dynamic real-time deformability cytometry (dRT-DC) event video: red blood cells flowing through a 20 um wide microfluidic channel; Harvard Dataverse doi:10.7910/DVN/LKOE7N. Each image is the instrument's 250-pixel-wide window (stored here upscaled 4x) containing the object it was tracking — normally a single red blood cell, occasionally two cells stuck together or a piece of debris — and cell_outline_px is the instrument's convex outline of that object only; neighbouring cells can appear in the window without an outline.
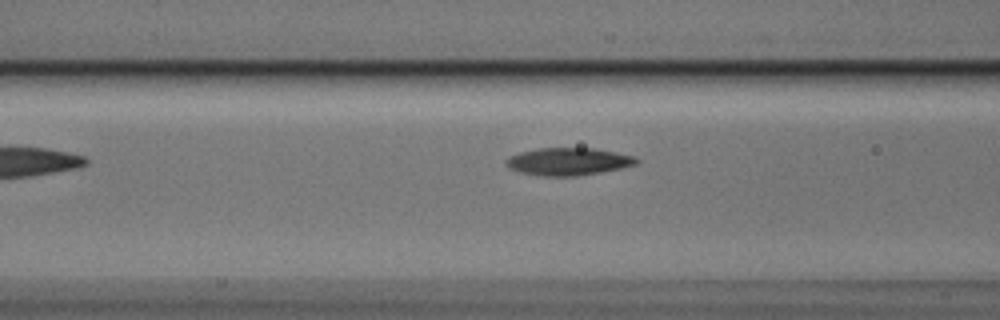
{"species": "Egyptian fruit bat (a non-hibernating species)", "species_latin": "Rousettus aegyptiacus", "temperature_condition": "cold", "stored_images_in_passage": 9, "camera_frame_rate_fps": 3000, "um_per_image_px": 0.085, "animal": {"sex": "male"}, "frame": {"image": 1, "passage_image": 7, "time_ms": 2.0, "image_size_px": [1000, 320], "cell_outline_px": [[640, 160], [636, 164], [620, 168], [600, 172], [576, 176], [544, 176], [520, 172], [508, 168], [504, 164], [504, 160], [508, 156], [520, 152], [540, 148], [592, 148], [636, 156]], "centroid_in_image_um": [48.27, 13.73], "position_along_channel_um": 118.3, "area_um2": 20.92}}
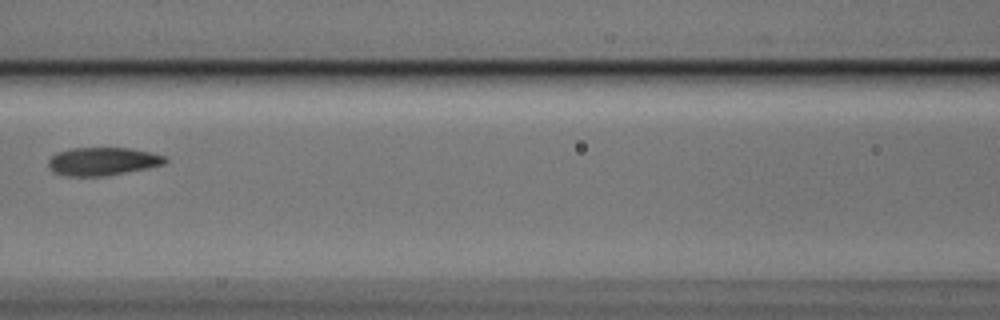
{"frame": {"image": 2, "passage_image": 9, "time_ms": 2.667, "image_size_px": [1000, 320], "cell_outline_px": [[168, 160], [164, 164], [148, 168], [104, 176], [64, 176], [52, 172], [48, 168], [48, 160], [56, 152], [72, 148], [128, 148], [148, 152], [164, 156]], "centroid_in_image_um": [8.66, 13.72], "position_along_channel_um": 157.9, "area_um2": 19.13}}